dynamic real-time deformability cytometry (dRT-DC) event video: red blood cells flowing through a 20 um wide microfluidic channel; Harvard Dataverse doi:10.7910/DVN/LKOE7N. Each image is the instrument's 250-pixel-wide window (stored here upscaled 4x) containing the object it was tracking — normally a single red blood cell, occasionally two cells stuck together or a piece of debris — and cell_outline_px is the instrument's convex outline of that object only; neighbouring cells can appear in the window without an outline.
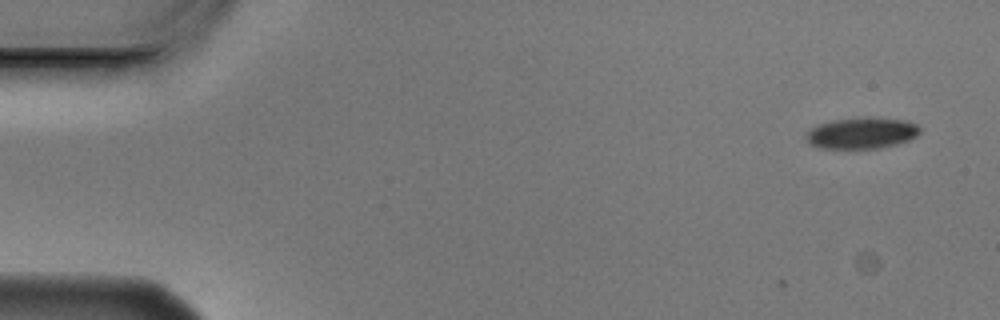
{"species": "Egyptian fruit bat (a non-hibernating species)", "species_latin": "Rousettus aegyptiacus", "temperature_condition": "cold", "stored_images_in_passage": 6, "camera_frame_rate_fps": 3000, "um_per_image_px": 0.085, "animal": {"sex": "male"}, "frame": {"image": 1, "passage_image": 2, "time_ms": 0.333, "image_size_px": [1000, 320], "cell_outline_px": [[920, 132], [916, 136], [908, 140], [896, 144], [880, 148], [820, 148], [812, 144], [804, 136], [812, 128], [820, 124], [832, 120], [908, 120], [916, 124], [920, 128]], "centroid_in_image_um": [73.25, 11.36], "position_along_channel_um": 11.7, "area_um2": 19.65}}